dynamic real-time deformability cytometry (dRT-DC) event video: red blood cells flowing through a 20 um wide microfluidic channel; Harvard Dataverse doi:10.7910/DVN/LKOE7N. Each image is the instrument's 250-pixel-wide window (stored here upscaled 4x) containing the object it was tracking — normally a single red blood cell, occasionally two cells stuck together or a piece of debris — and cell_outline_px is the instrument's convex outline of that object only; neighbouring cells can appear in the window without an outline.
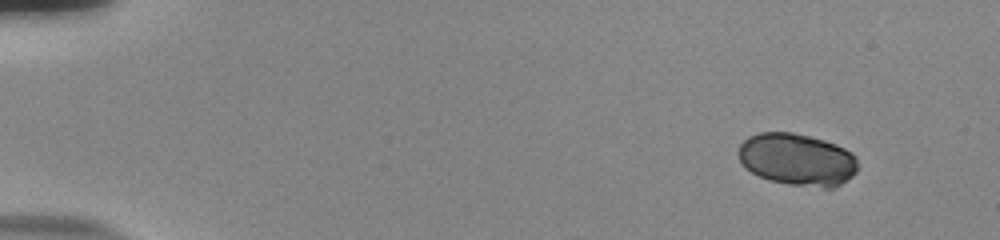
{"species": "human", "species_latin": "Homo sapiens", "temperature_condition": "room temperature", "stored_images_in_passage": 52, "camera_frame_rate_fps": 3000, "um_per_image_px": 0.085, "donor": {"sex": "male"}, "frame": {"image": 1, "passage_image": 1, "time_ms": 0.0, "image_size_px": [1000, 240], "cell_outline_px": [[856, 172], [852, 176], [836, 188], [824, 188], [788, 184], [768, 180], [744, 168], [736, 152], [740, 144], [748, 136], [760, 132], [792, 132], [824, 140], [836, 144], [852, 152], [856, 156]], "centroid_in_image_um": [67.74, 13.56], "position_along_channel_um": 17.3, "area_um2": 36.65}}
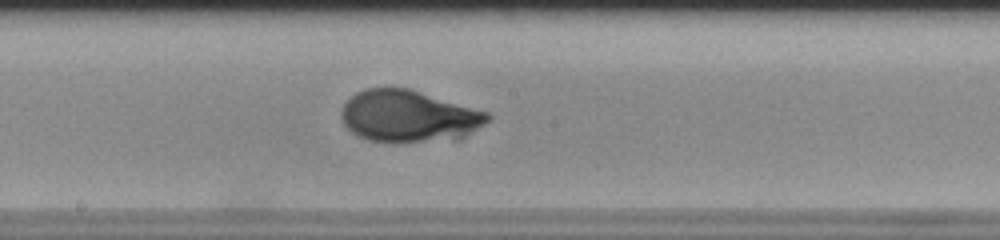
{"frame": {"image": 2, "passage_image": 28, "time_ms": 9.0, "image_size_px": [1000, 240], "cell_outline_px": [[492, 116], [484, 124], [460, 140], [368, 140], [356, 136], [344, 124], [340, 116], [340, 112], [344, 104], [356, 92], [364, 88], [408, 88], [488, 112]], "centroid_in_image_um": [34.74, 9.86], "position_along_channel_um": 213.5, "area_um2": 43.7}}
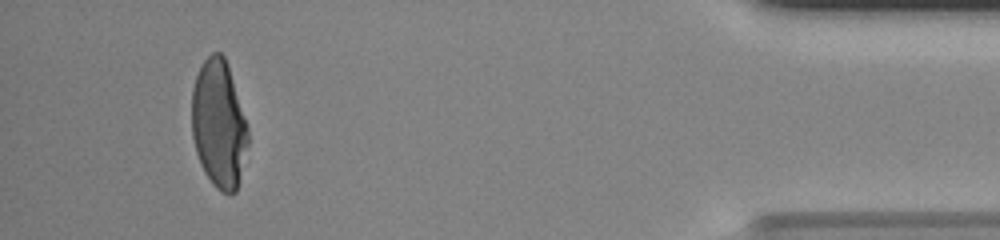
{"frame": {"image": 3, "passage_image": 49, "time_ms": 16.0, "image_size_px": [1000, 240], "cell_outline_px": [[248, 144], [236, 192], [228, 196], [220, 192], [212, 184], [204, 172], [200, 164], [196, 152], [192, 136], [192, 88], [196, 76], [204, 60], [212, 52], [220, 52], [224, 56], [228, 64], [248, 128]], "centroid_in_image_um": [18.59, 10.58], "position_along_channel_um": 416.6, "area_um2": 42.02}, "authors_computed_cell_mechanics": {"area_um2": 42.194, "velocity_mm_per_s": 3.6965, "shape_relaxation_time_tau1_ms": 2.8783, "shape_relaxation_time_tau2_ms": null, "deformation_change_tau1": 0.1469, "deformation_change_tau2": null}}